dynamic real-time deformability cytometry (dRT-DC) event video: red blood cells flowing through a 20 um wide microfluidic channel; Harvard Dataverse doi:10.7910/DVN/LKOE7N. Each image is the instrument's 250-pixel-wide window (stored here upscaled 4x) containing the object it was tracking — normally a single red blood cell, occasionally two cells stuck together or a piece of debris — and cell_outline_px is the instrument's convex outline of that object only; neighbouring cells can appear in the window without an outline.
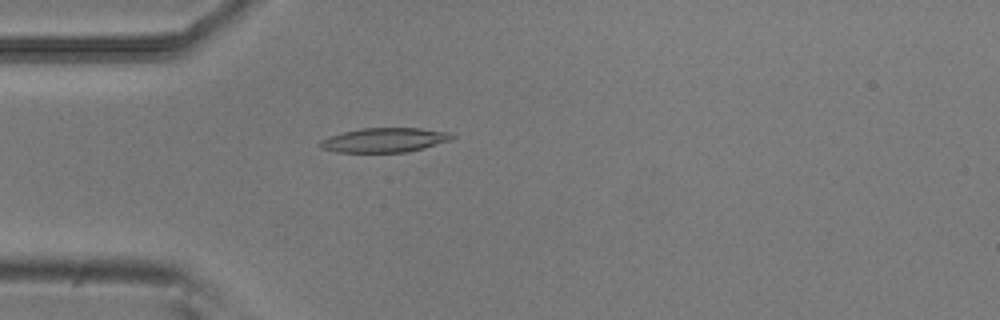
{"species": "common noctule bat (a hibernating species)", "species_latin": "Nyctalus noctula", "temperature_condition": "room temperature", "stored_images_in_passage": 49, "camera_frame_rate_fps": 3000, "um_per_image_px": 0.085, "animal": {"sex": "male", "body_mass_g": 20.5, "forearm_length_mm": 52.5}, "frame": {"image": 1, "passage_image": 11, "time_ms": 3.333, "image_size_px": [1000, 320], "cell_outline_px": [[456, 136], [452, 140], [424, 148], [408, 152], [336, 152], [320, 148], [316, 144], [320, 140], [328, 136], [360, 128], [420, 128], [448, 132]], "centroid_in_image_um": [32.66, 11.91], "position_along_channel_um": 52.3, "area_um2": 18.96}}
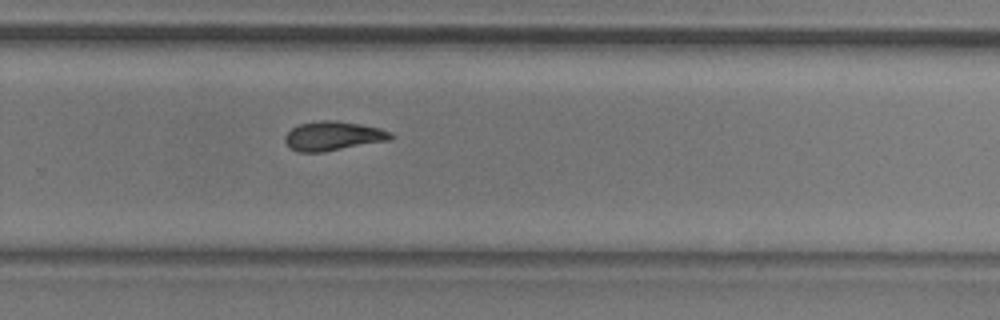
{"frame": {"image": 2, "passage_image": 31, "time_ms": 10.0, "image_size_px": [1000, 320], "cell_outline_px": [[392, 136], [388, 140], [324, 152], [296, 152], [284, 140], [284, 136], [292, 128], [300, 124], [320, 120], [336, 120], [360, 124], [380, 128], [392, 132]], "centroid_in_image_um": [28.3, 11.55], "position_along_channel_um": 301.5, "area_um2": 17.86}}
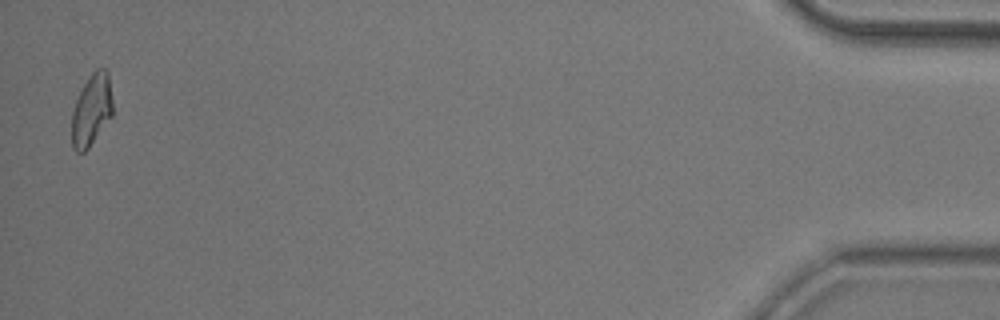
{"frame": {"image": 3, "passage_image": 48, "time_ms": 15.667, "image_size_px": [1000, 320], "cell_outline_px": [[112, 116], [88, 148], [84, 152], [76, 152], [72, 148], [72, 112], [76, 100], [84, 84], [92, 72], [96, 68], [104, 68], [108, 72], [112, 100]], "centroid_in_image_um": [7.78, 9.35], "position_along_channel_um": 427.4, "area_um2": 16.99}, "authors_computed_cell_mechanics": {"area_um2": 17.8602, "velocity_mm_per_s": 3.845, "shape_relaxation_time_tau1_ms": null, "shape_relaxation_time_tau2_ms": 7.2175, "deformation_change_tau1": null, "deformation_change_tau2": 0.1662}}